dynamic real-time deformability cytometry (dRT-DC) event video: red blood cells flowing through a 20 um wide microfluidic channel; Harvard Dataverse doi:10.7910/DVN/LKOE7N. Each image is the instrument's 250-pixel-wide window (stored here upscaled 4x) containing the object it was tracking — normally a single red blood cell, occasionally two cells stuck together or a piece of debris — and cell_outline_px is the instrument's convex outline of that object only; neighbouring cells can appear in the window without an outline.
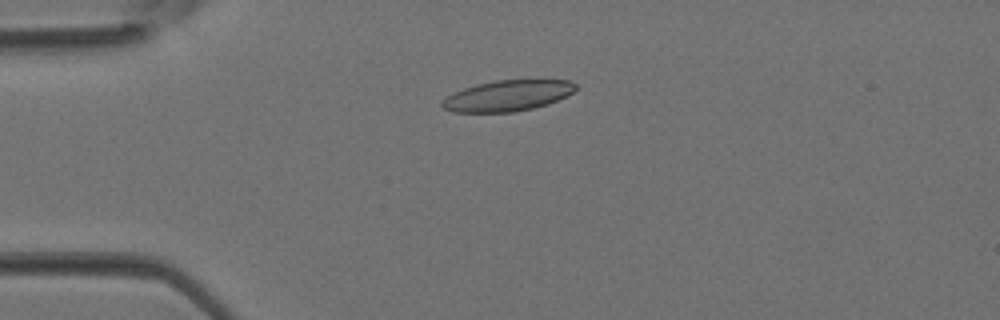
{"species": "Egyptian fruit bat (a non-hibernating species)", "species_latin": "Rousettus aegyptiacus", "temperature_condition": "room temperature", "stored_images_in_passage": 3, "camera_frame_rate_fps": 3000, "um_per_image_px": 0.085, "animal": {"sex": "female"}, "frame": {"image": 1, "passage_image": 3, "time_ms": 0.667, "image_size_px": [1000, 320], "cell_outline_px": [[576, 88], [572, 92], [548, 104], [516, 112], [452, 112], [444, 108], [440, 104], [440, 100], [452, 92], [476, 84], [496, 80], [568, 80], [576, 84]], "centroid_in_image_um": [43.07, 8.13], "position_along_channel_um": 41.9, "area_um2": 23.99}}